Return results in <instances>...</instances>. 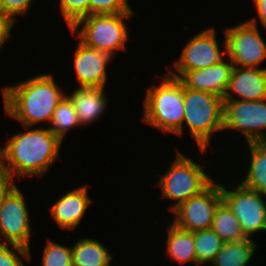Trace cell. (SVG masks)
Masks as SVG:
<instances>
[{"instance_id": "obj_1", "label": "cell", "mask_w": 266, "mask_h": 266, "mask_svg": "<svg viewBox=\"0 0 266 266\" xmlns=\"http://www.w3.org/2000/svg\"><path fill=\"white\" fill-rule=\"evenodd\" d=\"M22 127L24 131L13 133L0 147V169L14 181L27 177L43 179L61 158L63 142L48 127Z\"/></svg>"}, {"instance_id": "obj_2", "label": "cell", "mask_w": 266, "mask_h": 266, "mask_svg": "<svg viewBox=\"0 0 266 266\" xmlns=\"http://www.w3.org/2000/svg\"><path fill=\"white\" fill-rule=\"evenodd\" d=\"M54 78L52 72L42 73L2 86L5 115L21 126H39L44 122L49 126L56 107L67 94Z\"/></svg>"}, {"instance_id": "obj_3", "label": "cell", "mask_w": 266, "mask_h": 266, "mask_svg": "<svg viewBox=\"0 0 266 266\" xmlns=\"http://www.w3.org/2000/svg\"><path fill=\"white\" fill-rule=\"evenodd\" d=\"M159 85L147 87L142 100L144 124L160 130L163 134L181 137L184 120V84L167 72L160 76Z\"/></svg>"}, {"instance_id": "obj_4", "label": "cell", "mask_w": 266, "mask_h": 266, "mask_svg": "<svg viewBox=\"0 0 266 266\" xmlns=\"http://www.w3.org/2000/svg\"><path fill=\"white\" fill-rule=\"evenodd\" d=\"M175 151L173 162L156 181L163 201H171L168 206L170 212L191 197L201 194L215 181L209 172H205L208 169H205L204 163L194 162L179 149Z\"/></svg>"}, {"instance_id": "obj_5", "label": "cell", "mask_w": 266, "mask_h": 266, "mask_svg": "<svg viewBox=\"0 0 266 266\" xmlns=\"http://www.w3.org/2000/svg\"><path fill=\"white\" fill-rule=\"evenodd\" d=\"M135 14V12H126L88 15L79 19L69 31L84 45L108 53L114 58L116 53L127 50V43L130 40L127 21L134 18Z\"/></svg>"}, {"instance_id": "obj_6", "label": "cell", "mask_w": 266, "mask_h": 266, "mask_svg": "<svg viewBox=\"0 0 266 266\" xmlns=\"http://www.w3.org/2000/svg\"><path fill=\"white\" fill-rule=\"evenodd\" d=\"M223 103L224 101L215 95L192 90L184 85L185 116L181 137L186 126L201 155L208 152L207 149L212 144V135L223 131Z\"/></svg>"}, {"instance_id": "obj_7", "label": "cell", "mask_w": 266, "mask_h": 266, "mask_svg": "<svg viewBox=\"0 0 266 266\" xmlns=\"http://www.w3.org/2000/svg\"><path fill=\"white\" fill-rule=\"evenodd\" d=\"M210 27L192 35L182 48L179 58L173 61L172 67L175 70L167 68L169 75L180 79L188 71L210 67L227 57L225 35L220 45L216 28Z\"/></svg>"}, {"instance_id": "obj_8", "label": "cell", "mask_w": 266, "mask_h": 266, "mask_svg": "<svg viewBox=\"0 0 266 266\" xmlns=\"http://www.w3.org/2000/svg\"><path fill=\"white\" fill-rule=\"evenodd\" d=\"M224 183V184H223ZM227 187L221 183L222 201L238 218L245 236H252L262 231L266 232V196L243 186L239 180ZM227 187V188H226Z\"/></svg>"}, {"instance_id": "obj_9", "label": "cell", "mask_w": 266, "mask_h": 266, "mask_svg": "<svg viewBox=\"0 0 266 266\" xmlns=\"http://www.w3.org/2000/svg\"><path fill=\"white\" fill-rule=\"evenodd\" d=\"M227 57L238 67L262 68L266 60V42L258 25L248 20L223 28ZM260 66V67H259Z\"/></svg>"}, {"instance_id": "obj_10", "label": "cell", "mask_w": 266, "mask_h": 266, "mask_svg": "<svg viewBox=\"0 0 266 266\" xmlns=\"http://www.w3.org/2000/svg\"><path fill=\"white\" fill-rule=\"evenodd\" d=\"M223 101V131L240 132L246 143L266 135V99Z\"/></svg>"}, {"instance_id": "obj_11", "label": "cell", "mask_w": 266, "mask_h": 266, "mask_svg": "<svg viewBox=\"0 0 266 266\" xmlns=\"http://www.w3.org/2000/svg\"><path fill=\"white\" fill-rule=\"evenodd\" d=\"M25 197L16 184L3 199L0 206V240H3L0 243L31 249L32 218Z\"/></svg>"}, {"instance_id": "obj_12", "label": "cell", "mask_w": 266, "mask_h": 266, "mask_svg": "<svg viewBox=\"0 0 266 266\" xmlns=\"http://www.w3.org/2000/svg\"><path fill=\"white\" fill-rule=\"evenodd\" d=\"M215 180L201 194L181 203L171 213L170 221L187 231L210 229L217 206L222 202L221 181Z\"/></svg>"}, {"instance_id": "obj_13", "label": "cell", "mask_w": 266, "mask_h": 266, "mask_svg": "<svg viewBox=\"0 0 266 266\" xmlns=\"http://www.w3.org/2000/svg\"><path fill=\"white\" fill-rule=\"evenodd\" d=\"M78 41L73 52V69L79 87H106L107 69L114 58L108 53L90 48Z\"/></svg>"}, {"instance_id": "obj_14", "label": "cell", "mask_w": 266, "mask_h": 266, "mask_svg": "<svg viewBox=\"0 0 266 266\" xmlns=\"http://www.w3.org/2000/svg\"><path fill=\"white\" fill-rule=\"evenodd\" d=\"M86 185L68 190L50 206V217L55 220L59 228L73 231L80 225L89 206L94 202L88 194Z\"/></svg>"}, {"instance_id": "obj_15", "label": "cell", "mask_w": 266, "mask_h": 266, "mask_svg": "<svg viewBox=\"0 0 266 266\" xmlns=\"http://www.w3.org/2000/svg\"><path fill=\"white\" fill-rule=\"evenodd\" d=\"M233 68L234 64L226 57L210 67L188 71L180 80L189 89L208 92L224 100Z\"/></svg>"}, {"instance_id": "obj_16", "label": "cell", "mask_w": 266, "mask_h": 266, "mask_svg": "<svg viewBox=\"0 0 266 266\" xmlns=\"http://www.w3.org/2000/svg\"><path fill=\"white\" fill-rule=\"evenodd\" d=\"M263 99H266V67L234 66L224 100L258 101Z\"/></svg>"}, {"instance_id": "obj_17", "label": "cell", "mask_w": 266, "mask_h": 266, "mask_svg": "<svg viewBox=\"0 0 266 266\" xmlns=\"http://www.w3.org/2000/svg\"><path fill=\"white\" fill-rule=\"evenodd\" d=\"M66 96L73 103L82 127L90 126L106 112L108 96L105 87H75Z\"/></svg>"}, {"instance_id": "obj_18", "label": "cell", "mask_w": 266, "mask_h": 266, "mask_svg": "<svg viewBox=\"0 0 266 266\" xmlns=\"http://www.w3.org/2000/svg\"><path fill=\"white\" fill-rule=\"evenodd\" d=\"M167 225V236L165 238L166 255L172 261H176L177 265L187 264L197 266V257L195 254L194 233L177 227L171 221Z\"/></svg>"}, {"instance_id": "obj_19", "label": "cell", "mask_w": 266, "mask_h": 266, "mask_svg": "<svg viewBox=\"0 0 266 266\" xmlns=\"http://www.w3.org/2000/svg\"><path fill=\"white\" fill-rule=\"evenodd\" d=\"M72 244L73 266H112L114 255L100 240L82 237Z\"/></svg>"}, {"instance_id": "obj_20", "label": "cell", "mask_w": 266, "mask_h": 266, "mask_svg": "<svg viewBox=\"0 0 266 266\" xmlns=\"http://www.w3.org/2000/svg\"><path fill=\"white\" fill-rule=\"evenodd\" d=\"M249 149L247 152L248 162L245 167L247 168L244 175L241 176L240 183L252 190H255L262 195L266 196V153L260 150L254 143H245ZM249 153V154H248Z\"/></svg>"}, {"instance_id": "obj_21", "label": "cell", "mask_w": 266, "mask_h": 266, "mask_svg": "<svg viewBox=\"0 0 266 266\" xmlns=\"http://www.w3.org/2000/svg\"><path fill=\"white\" fill-rule=\"evenodd\" d=\"M257 248L256 241L249 238L238 242H226L210 266H247L254 261L252 258L256 256Z\"/></svg>"}, {"instance_id": "obj_22", "label": "cell", "mask_w": 266, "mask_h": 266, "mask_svg": "<svg viewBox=\"0 0 266 266\" xmlns=\"http://www.w3.org/2000/svg\"><path fill=\"white\" fill-rule=\"evenodd\" d=\"M211 229L226 243L248 239L235 214L222 201L216 208Z\"/></svg>"}, {"instance_id": "obj_23", "label": "cell", "mask_w": 266, "mask_h": 266, "mask_svg": "<svg viewBox=\"0 0 266 266\" xmlns=\"http://www.w3.org/2000/svg\"><path fill=\"white\" fill-rule=\"evenodd\" d=\"M48 127L55 136L64 142L67 133L81 126L76 110L70 99L65 96L56 107Z\"/></svg>"}, {"instance_id": "obj_24", "label": "cell", "mask_w": 266, "mask_h": 266, "mask_svg": "<svg viewBox=\"0 0 266 266\" xmlns=\"http://www.w3.org/2000/svg\"><path fill=\"white\" fill-rule=\"evenodd\" d=\"M193 233L197 266H210L225 242L211 228Z\"/></svg>"}, {"instance_id": "obj_25", "label": "cell", "mask_w": 266, "mask_h": 266, "mask_svg": "<svg viewBox=\"0 0 266 266\" xmlns=\"http://www.w3.org/2000/svg\"><path fill=\"white\" fill-rule=\"evenodd\" d=\"M70 247L57 243L49 238L43 247L42 266H73L72 245Z\"/></svg>"}, {"instance_id": "obj_26", "label": "cell", "mask_w": 266, "mask_h": 266, "mask_svg": "<svg viewBox=\"0 0 266 266\" xmlns=\"http://www.w3.org/2000/svg\"><path fill=\"white\" fill-rule=\"evenodd\" d=\"M61 16L70 29L79 19L89 15L90 0H58Z\"/></svg>"}, {"instance_id": "obj_27", "label": "cell", "mask_w": 266, "mask_h": 266, "mask_svg": "<svg viewBox=\"0 0 266 266\" xmlns=\"http://www.w3.org/2000/svg\"><path fill=\"white\" fill-rule=\"evenodd\" d=\"M32 261L31 249L15 245L0 243V266H25Z\"/></svg>"}, {"instance_id": "obj_28", "label": "cell", "mask_w": 266, "mask_h": 266, "mask_svg": "<svg viewBox=\"0 0 266 266\" xmlns=\"http://www.w3.org/2000/svg\"><path fill=\"white\" fill-rule=\"evenodd\" d=\"M135 12L129 0H90L89 15Z\"/></svg>"}, {"instance_id": "obj_29", "label": "cell", "mask_w": 266, "mask_h": 266, "mask_svg": "<svg viewBox=\"0 0 266 266\" xmlns=\"http://www.w3.org/2000/svg\"><path fill=\"white\" fill-rule=\"evenodd\" d=\"M34 0H0V13L13 25L18 24V16L24 17L33 7Z\"/></svg>"}, {"instance_id": "obj_30", "label": "cell", "mask_w": 266, "mask_h": 266, "mask_svg": "<svg viewBox=\"0 0 266 266\" xmlns=\"http://www.w3.org/2000/svg\"><path fill=\"white\" fill-rule=\"evenodd\" d=\"M14 26L4 15L0 13V52L8 40H11V31L14 30Z\"/></svg>"}, {"instance_id": "obj_31", "label": "cell", "mask_w": 266, "mask_h": 266, "mask_svg": "<svg viewBox=\"0 0 266 266\" xmlns=\"http://www.w3.org/2000/svg\"><path fill=\"white\" fill-rule=\"evenodd\" d=\"M254 10L257 12V16L251 17L248 21L257 25L258 20L262 27L266 30V0H252ZM258 19V20H257Z\"/></svg>"}, {"instance_id": "obj_32", "label": "cell", "mask_w": 266, "mask_h": 266, "mask_svg": "<svg viewBox=\"0 0 266 266\" xmlns=\"http://www.w3.org/2000/svg\"><path fill=\"white\" fill-rule=\"evenodd\" d=\"M16 184L17 182L15 183L7 173L0 169V206L5 196Z\"/></svg>"}, {"instance_id": "obj_33", "label": "cell", "mask_w": 266, "mask_h": 266, "mask_svg": "<svg viewBox=\"0 0 266 266\" xmlns=\"http://www.w3.org/2000/svg\"><path fill=\"white\" fill-rule=\"evenodd\" d=\"M254 144L260 149L262 150L264 153H266V135H263L261 137H259Z\"/></svg>"}]
</instances>
